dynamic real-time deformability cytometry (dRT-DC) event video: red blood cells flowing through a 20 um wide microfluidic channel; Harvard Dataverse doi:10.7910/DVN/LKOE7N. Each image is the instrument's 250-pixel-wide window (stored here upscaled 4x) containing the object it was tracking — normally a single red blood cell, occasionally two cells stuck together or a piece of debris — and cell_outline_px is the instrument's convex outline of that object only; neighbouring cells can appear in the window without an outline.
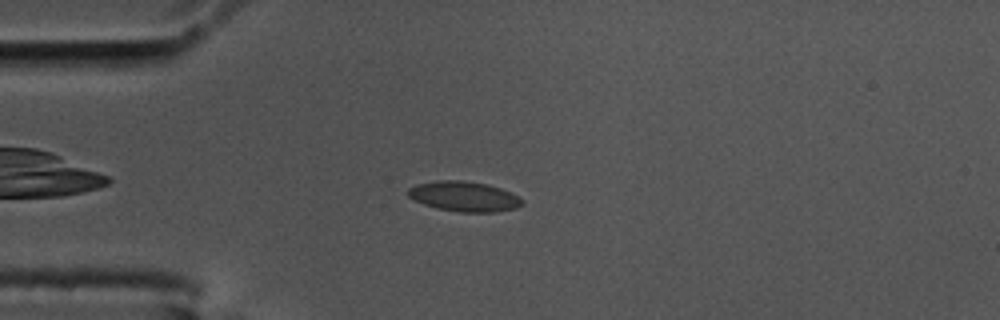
{"species": "common noctule bat (a hibernating species)", "species_latin": "Nyctalus noctula", "temperature_condition": "cold", "stored_images_in_passage": 48, "camera_frame_rate_fps": 3000, "um_per_image_px": 0.085, "animal": {"sex": "male", "body_mass_g": 17.5, "forearm_length_mm": 52.3}, "frame": {"image": 1, "passage_image": 7, "time_ms": 2.0, "image_size_px": [1000, 320], "cell_outline_px": [[524, 204], [516, 208], [496, 212], [460, 212], [436, 208], [424, 204], [408, 196], [408, 188], [416, 184], [436, 180], [464, 180], [484, 184], [500, 188], [524, 200]], "centroid_in_image_um": [39.44, 16.7], "position_along_channel_um": 45.6, "area_um2": 19.88}}
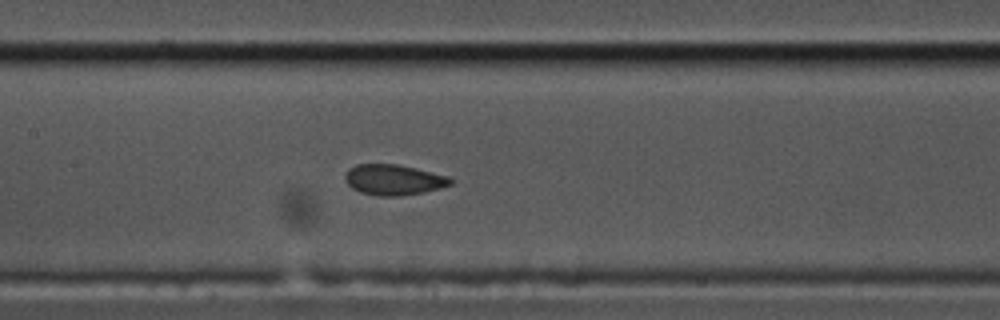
{"frame": {"image": 2, "passage_image": 19, "time_ms": 6.0, "image_size_px": [1000, 320], "cell_outline_px": [[452, 184], [440, 188], [424, 192], [400, 196], [380, 196], [360, 192], [352, 188], [344, 180], [344, 176], [348, 168], [356, 164], [396, 164], [416, 168], [448, 176], [452, 180]], "centroid_in_image_um": [33.43, 15.28], "position_along_channel_um": 174.0, "area_um2": 18.84}}
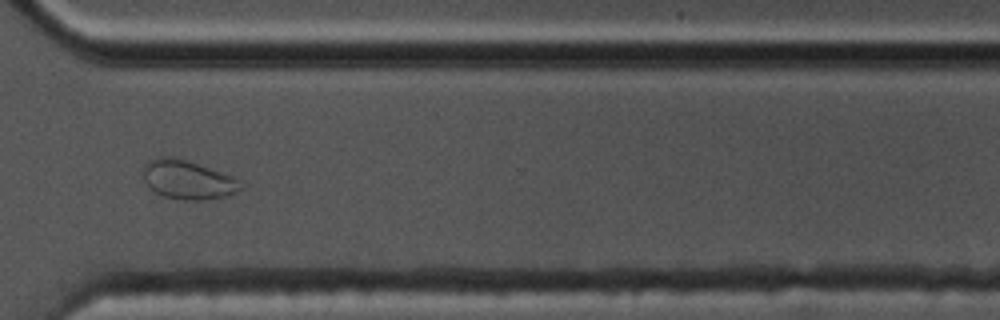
{"frame": {"image": 3, "passage_image": 34, "time_ms": 11.0, "image_size_px": [1000, 320], "cell_outline_px": [[248, 184], [244, 188], [228, 196], [204, 200], [184, 200], [164, 196], [148, 188], [144, 180], [144, 164], [148, 160], [156, 156], [172, 156], [244, 180]], "centroid_in_image_um": [16.01, 15.29], "position_along_channel_um": 354.6, "area_um2": 22.43}, "authors_computed_cell_mechanics": {"area_um2": 19.3341, "velocity_mm_per_s": 3.6069, "shape_relaxation_time_tau1_ms": 5.8981, "shape_relaxation_time_tau2_ms": 1.0885, "deformation_change_tau1": 0.1269, "deformation_change_tau2": 0.0443}}